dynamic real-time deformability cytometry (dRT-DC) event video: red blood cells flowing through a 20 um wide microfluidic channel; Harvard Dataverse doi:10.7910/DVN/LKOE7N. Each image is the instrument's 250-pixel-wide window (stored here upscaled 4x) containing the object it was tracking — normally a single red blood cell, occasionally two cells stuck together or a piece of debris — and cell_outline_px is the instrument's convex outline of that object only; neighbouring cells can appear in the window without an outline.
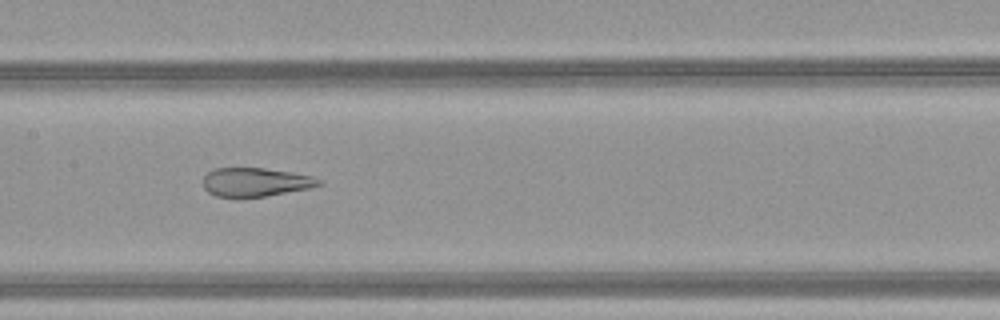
{"species": "common noctule bat (a hibernating species)", "species_latin": "Nyctalus noctula", "temperature_condition": "warm", "stored_images_in_passage": 41, "camera_frame_rate_fps": 3000, "um_per_image_px": 0.085, "animal": {"sex": "female", "body_mass_g": 21.9}, "frame": {"image": 1, "passage_image": 17, "time_ms": 5.333, "image_size_px": [1000, 320], "cell_outline_px": [[324, 184], [312, 188], [264, 196], [216, 196], [208, 192], [204, 188], [204, 176], [212, 168], [264, 168], [292, 172], [312, 176], [324, 180]], "centroid_in_image_um": [21.78, 15.46], "position_along_channel_um": 185.6, "area_um2": 19.36}}
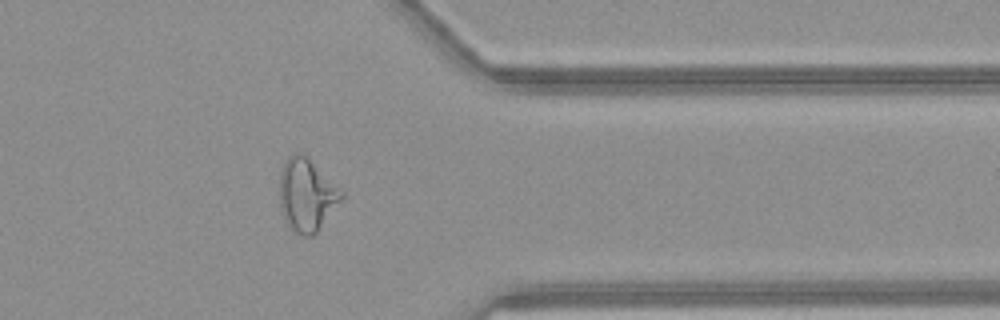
{"frame": {"image": 2, "passage_image": 32, "time_ms": 10.333, "image_size_px": [1000, 320], "cell_outline_px": [[344, 196], [320, 228], [312, 236], [304, 236], [296, 232], [288, 224], [284, 216], [280, 204], [280, 168], [284, 160], [288, 156], [296, 152], [300, 152], [344, 192]], "centroid_in_image_um": [26.05, 16.56], "position_along_channel_um": 385.4, "area_um2": 25.66}}
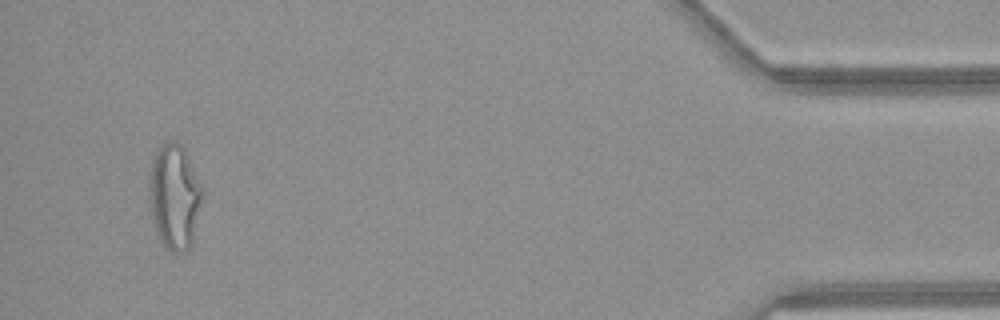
{"frame": {"image": 3, "passage_image": 39, "time_ms": 12.667, "image_size_px": [1000, 320], "cell_outline_px": [[204, 196], [192, 244], [188, 252], [172, 252], [160, 240], [156, 232], [152, 216], [148, 196], [148, 176], [152, 160], [156, 152], [168, 140], [176, 140], [184, 148], [204, 188]], "centroid_in_image_um": [14.85, 16.71], "position_along_channel_um": 420.4, "area_um2": 33.23}, "authors_computed_cell_mechanics": {"area_um2": 25.6632, "velocity_mm_per_s": 4.1663, "shape_relaxation_time_tau1_ms": null, "shape_relaxation_time_tau2_ms": 1.0581, "deformation_change_tau1": null, "deformation_change_tau2": 0.0758}}